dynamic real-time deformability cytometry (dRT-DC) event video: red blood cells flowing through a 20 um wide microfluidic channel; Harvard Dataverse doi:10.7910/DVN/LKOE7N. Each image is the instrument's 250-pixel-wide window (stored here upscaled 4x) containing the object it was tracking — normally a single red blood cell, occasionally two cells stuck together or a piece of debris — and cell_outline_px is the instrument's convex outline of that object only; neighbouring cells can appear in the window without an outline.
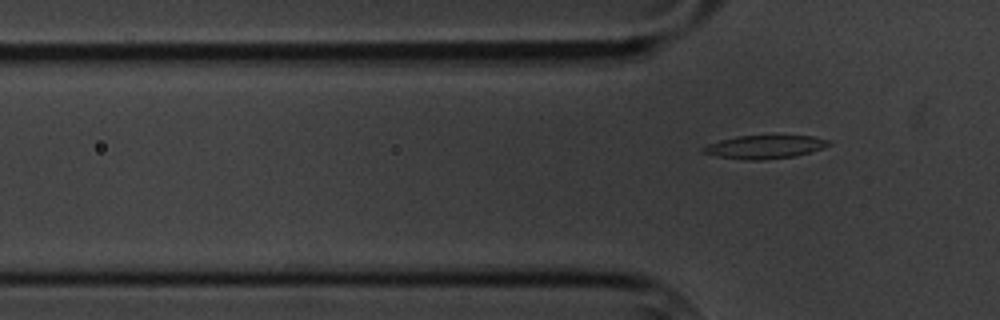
{"species": "common noctule bat (a hibernating species)", "species_latin": "Nyctalus noctula", "temperature_condition": "cold", "stored_images_in_passage": 7, "camera_frame_rate_fps": 3000, "um_per_image_px": 0.085, "animal": {"sex": "male", "body_mass_g": 20.1, "forearm_length_mm": 53.5}, "frame": {"image": 1, "passage_image": 7, "time_ms": 7.667, "image_size_px": [1000, 320], "cell_outline_px": [[832, 144], [812, 152], [796, 156], [760, 160], [748, 160], [716, 156], [700, 152], [700, 148], [708, 144], [720, 140], [736, 136], [812, 136], [828, 140]], "centroid_in_image_um": [64.97, 12.49], "position_along_channel_um": 60.8, "area_um2": 17.05}}